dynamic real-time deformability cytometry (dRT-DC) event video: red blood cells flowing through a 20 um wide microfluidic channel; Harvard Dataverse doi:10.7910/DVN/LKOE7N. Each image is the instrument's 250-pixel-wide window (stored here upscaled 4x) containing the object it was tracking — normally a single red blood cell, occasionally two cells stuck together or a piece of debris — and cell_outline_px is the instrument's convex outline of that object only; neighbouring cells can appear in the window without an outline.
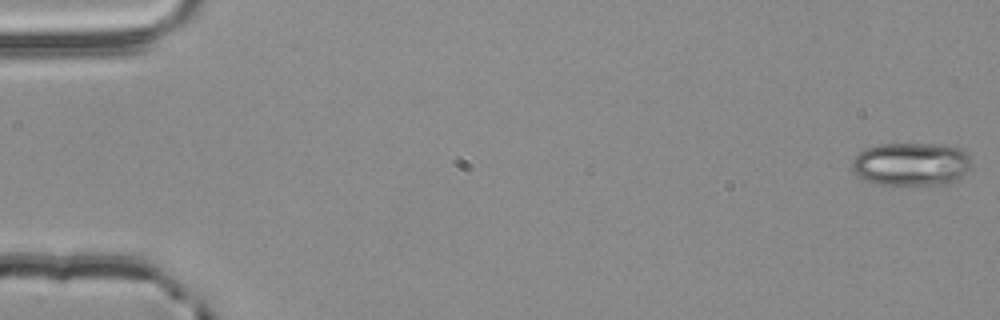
{"species": "common noctule bat (a hibernating species)", "species_latin": "Nyctalus noctula", "temperature_condition": "room temperature", "stored_images_in_passage": 55, "camera_frame_rate_fps": 3000, "um_per_image_px": 0.085, "animal": {"sex": "male", "body_mass_g": 20.4}, "frame": {"image": 1, "passage_image": 1, "time_ms": 0.0, "image_size_px": [1000, 320], "cell_outline_px": [[972, 168], [960, 180], [948, 184], [876, 184], [864, 180], [852, 172], [852, 160], [864, 148], [880, 144], [932, 144], [960, 148], [972, 160]], "centroid_in_image_um": [77.48, 13.96], "position_along_channel_um": 7.5, "area_um2": 30.4}}
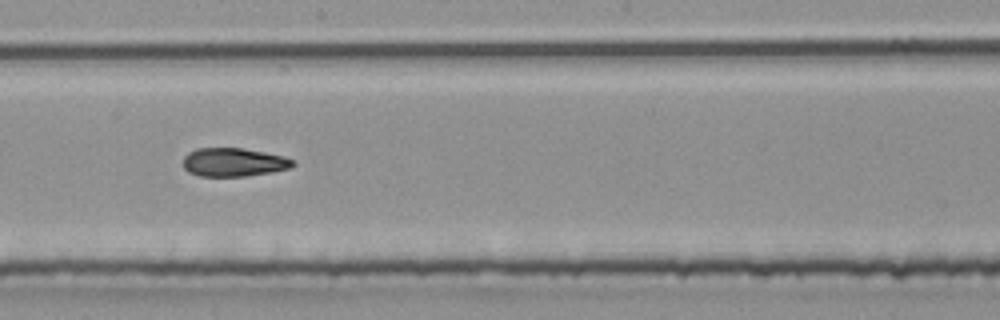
{"frame": {"image": 2, "passage_image": 31, "time_ms": 10.0, "image_size_px": [1000, 320], "cell_outline_px": [[296, 164], [288, 168], [272, 172], [244, 176], [200, 176], [188, 172], [184, 168], [184, 156], [188, 152], [196, 148], [244, 148], [284, 156], [292, 160]], "centroid_in_image_um": [19.84, 13.78], "position_along_channel_um": 228.4, "area_um2": 18.21}}
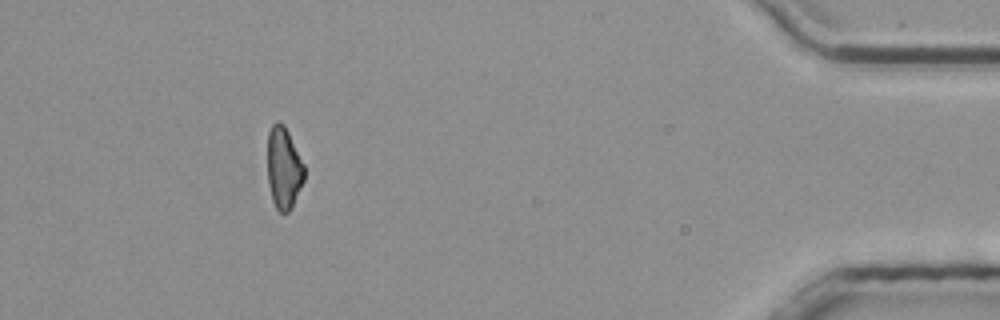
{"frame": {"image": 3, "passage_image": 50, "time_ms": 16.333, "image_size_px": [1000, 320], "cell_outline_px": [[304, 180], [292, 208], [288, 212], [280, 212], [276, 208], [272, 200], [268, 184], [268, 132], [272, 124], [276, 120], [284, 124], [304, 164]], "centroid_in_image_um": [24.11, 14.28], "position_along_channel_um": 411.1, "area_um2": 17.57}, "authors_computed_cell_mechanics": {"area_um2": 18.9584, "velocity_mm_per_s": 3.8689, "shape_relaxation_time_tau1_ms": 6.0772, "shape_relaxation_time_tau2_ms": 6.2635, "deformation_change_tau1": 0.1893, "deformation_change_tau2": 0.1466}}